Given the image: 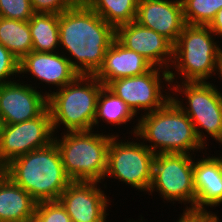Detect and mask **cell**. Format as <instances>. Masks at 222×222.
Returning a JSON list of instances; mask_svg holds the SVG:
<instances>
[{"label":"cell","instance_id":"cell-1","mask_svg":"<svg viewBox=\"0 0 222 222\" xmlns=\"http://www.w3.org/2000/svg\"><path fill=\"white\" fill-rule=\"evenodd\" d=\"M115 38L116 29L83 1L59 14V46L69 53L67 58L79 75L98 71Z\"/></svg>","mask_w":222,"mask_h":222},{"label":"cell","instance_id":"cell-2","mask_svg":"<svg viewBox=\"0 0 222 222\" xmlns=\"http://www.w3.org/2000/svg\"><path fill=\"white\" fill-rule=\"evenodd\" d=\"M5 175L37 202L58 201L72 182L54 141L11 160L5 165Z\"/></svg>","mask_w":222,"mask_h":222},{"label":"cell","instance_id":"cell-3","mask_svg":"<svg viewBox=\"0 0 222 222\" xmlns=\"http://www.w3.org/2000/svg\"><path fill=\"white\" fill-rule=\"evenodd\" d=\"M132 131L136 138L151 143L145 146L154 154H190L192 150L206 149L198 140L190 118L172 99L158 110L141 114Z\"/></svg>","mask_w":222,"mask_h":222},{"label":"cell","instance_id":"cell-4","mask_svg":"<svg viewBox=\"0 0 222 222\" xmlns=\"http://www.w3.org/2000/svg\"><path fill=\"white\" fill-rule=\"evenodd\" d=\"M104 85L94 75H79L73 82L47 93L52 128L64 125L69 131H89L94 127L97 100Z\"/></svg>","mask_w":222,"mask_h":222},{"label":"cell","instance_id":"cell-5","mask_svg":"<svg viewBox=\"0 0 222 222\" xmlns=\"http://www.w3.org/2000/svg\"><path fill=\"white\" fill-rule=\"evenodd\" d=\"M92 132L94 129L66 131L60 139L54 136L65 172L72 181L104 180L108 146L114 135Z\"/></svg>","mask_w":222,"mask_h":222},{"label":"cell","instance_id":"cell-6","mask_svg":"<svg viewBox=\"0 0 222 222\" xmlns=\"http://www.w3.org/2000/svg\"><path fill=\"white\" fill-rule=\"evenodd\" d=\"M213 35L215 36L208 26H184L173 45L171 65L185 79L182 82H206L218 72L222 49L214 41Z\"/></svg>","mask_w":222,"mask_h":222},{"label":"cell","instance_id":"cell-7","mask_svg":"<svg viewBox=\"0 0 222 222\" xmlns=\"http://www.w3.org/2000/svg\"><path fill=\"white\" fill-rule=\"evenodd\" d=\"M176 74V75H175ZM178 74L169 71V90L182 93L187 98V106L182 105L178 96H171V99L190 118L195 133L201 144L207 147L206 135L202 130L219 143L222 142V96L221 91L210 82H182L180 85L175 78ZM213 84V85H212ZM177 98V99H176ZM179 99V100H178ZM189 103V104H188ZM202 128V130H200ZM206 141V142H205Z\"/></svg>","mask_w":222,"mask_h":222},{"label":"cell","instance_id":"cell-8","mask_svg":"<svg viewBox=\"0 0 222 222\" xmlns=\"http://www.w3.org/2000/svg\"><path fill=\"white\" fill-rule=\"evenodd\" d=\"M194 159L190 154L158 153L153 160L152 183L148 192H159L166 201L184 203L183 211L195 212Z\"/></svg>","mask_w":222,"mask_h":222},{"label":"cell","instance_id":"cell-9","mask_svg":"<svg viewBox=\"0 0 222 222\" xmlns=\"http://www.w3.org/2000/svg\"><path fill=\"white\" fill-rule=\"evenodd\" d=\"M114 135L108 146L107 170L104 176L131 185L140 191H149L152 183L155 154L144 142H122ZM118 137V138H117Z\"/></svg>","mask_w":222,"mask_h":222},{"label":"cell","instance_id":"cell-10","mask_svg":"<svg viewBox=\"0 0 222 222\" xmlns=\"http://www.w3.org/2000/svg\"><path fill=\"white\" fill-rule=\"evenodd\" d=\"M162 80L165 84L168 82L167 87L172 86L169 70L153 66L141 75L113 80L106 87L121 98L135 115L139 110H144L146 114L162 108L171 99L170 93H163Z\"/></svg>","mask_w":222,"mask_h":222},{"label":"cell","instance_id":"cell-11","mask_svg":"<svg viewBox=\"0 0 222 222\" xmlns=\"http://www.w3.org/2000/svg\"><path fill=\"white\" fill-rule=\"evenodd\" d=\"M54 136L49 108L34 119L4 125L0 141V160L7 165L14 158L49 145Z\"/></svg>","mask_w":222,"mask_h":222},{"label":"cell","instance_id":"cell-12","mask_svg":"<svg viewBox=\"0 0 222 222\" xmlns=\"http://www.w3.org/2000/svg\"><path fill=\"white\" fill-rule=\"evenodd\" d=\"M22 84L15 80L0 84V117L4 125L34 119L48 108L47 91L43 94L30 84Z\"/></svg>","mask_w":222,"mask_h":222},{"label":"cell","instance_id":"cell-13","mask_svg":"<svg viewBox=\"0 0 222 222\" xmlns=\"http://www.w3.org/2000/svg\"><path fill=\"white\" fill-rule=\"evenodd\" d=\"M98 183L72 181L61 193L58 201L70 216L71 222H107L109 199Z\"/></svg>","mask_w":222,"mask_h":222},{"label":"cell","instance_id":"cell-14","mask_svg":"<svg viewBox=\"0 0 222 222\" xmlns=\"http://www.w3.org/2000/svg\"><path fill=\"white\" fill-rule=\"evenodd\" d=\"M116 39L127 49L143 56L154 67L170 71L173 62V44L156 31L133 21L116 28Z\"/></svg>","mask_w":222,"mask_h":222},{"label":"cell","instance_id":"cell-15","mask_svg":"<svg viewBox=\"0 0 222 222\" xmlns=\"http://www.w3.org/2000/svg\"><path fill=\"white\" fill-rule=\"evenodd\" d=\"M135 21L164 36L173 45L186 25L181 0H139Z\"/></svg>","mask_w":222,"mask_h":222},{"label":"cell","instance_id":"cell-16","mask_svg":"<svg viewBox=\"0 0 222 222\" xmlns=\"http://www.w3.org/2000/svg\"><path fill=\"white\" fill-rule=\"evenodd\" d=\"M36 77L45 84L55 85L59 89L73 82L79 73L72 67L65 54L57 52L32 51L19 61V74Z\"/></svg>","mask_w":222,"mask_h":222},{"label":"cell","instance_id":"cell-17","mask_svg":"<svg viewBox=\"0 0 222 222\" xmlns=\"http://www.w3.org/2000/svg\"><path fill=\"white\" fill-rule=\"evenodd\" d=\"M152 67L153 65L147 59L127 49L115 38L94 76L107 86L113 80L141 75Z\"/></svg>","mask_w":222,"mask_h":222},{"label":"cell","instance_id":"cell-18","mask_svg":"<svg viewBox=\"0 0 222 222\" xmlns=\"http://www.w3.org/2000/svg\"><path fill=\"white\" fill-rule=\"evenodd\" d=\"M195 212L210 213L206 207L222 203V157L208 156L194 162Z\"/></svg>","mask_w":222,"mask_h":222},{"label":"cell","instance_id":"cell-19","mask_svg":"<svg viewBox=\"0 0 222 222\" xmlns=\"http://www.w3.org/2000/svg\"><path fill=\"white\" fill-rule=\"evenodd\" d=\"M37 203L8 176L0 177V222H33Z\"/></svg>","mask_w":222,"mask_h":222},{"label":"cell","instance_id":"cell-20","mask_svg":"<svg viewBox=\"0 0 222 222\" xmlns=\"http://www.w3.org/2000/svg\"><path fill=\"white\" fill-rule=\"evenodd\" d=\"M32 51L55 52L59 46V14L34 13L29 20Z\"/></svg>","mask_w":222,"mask_h":222},{"label":"cell","instance_id":"cell-21","mask_svg":"<svg viewBox=\"0 0 222 222\" xmlns=\"http://www.w3.org/2000/svg\"><path fill=\"white\" fill-rule=\"evenodd\" d=\"M0 43L19 61L32 52L29 21L0 17Z\"/></svg>","mask_w":222,"mask_h":222},{"label":"cell","instance_id":"cell-22","mask_svg":"<svg viewBox=\"0 0 222 222\" xmlns=\"http://www.w3.org/2000/svg\"><path fill=\"white\" fill-rule=\"evenodd\" d=\"M101 18L115 29L135 21L139 0H83Z\"/></svg>","mask_w":222,"mask_h":222},{"label":"cell","instance_id":"cell-23","mask_svg":"<svg viewBox=\"0 0 222 222\" xmlns=\"http://www.w3.org/2000/svg\"><path fill=\"white\" fill-rule=\"evenodd\" d=\"M136 116L124 101L104 86L98 96L94 126H99V120L111 125L127 124Z\"/></svg>","mask_w":222,"mask_h":222},{"label":"cell","instance_id":"cell-24","mask_svg":"<svg viewBox=\"0 0 222 222\" xmlns=\"http://www.w3.org/2000/svg\"><path fill=\"white\" fill-rule=\"evenodd\" d=\"M188 25L208 26L222 8V0H181Z\"/></svg>","mask_w":222,"mask_h":222},{"label":"cell","instance_id":"cell-25","mask_svg":"<svg viewBox=\"0 0 222 222\" xmlns=\"http://www.w3.org/2000/svg\"><path fill=\"white\" fill-rule=\"evenodd\" d=\"M33 222H71V218L59 201L38 202Z\"/></svg>","mask_w":222,"mask_h":222},{"label":"cell","instance_id":"cell-26","mask_svg":"<svg viewBox=\"0 0 222 222\" xmlns=\"http://www.w3.org/2000/svg\"><path fill=\"white\" fill-rule=\"evenodd\" d=\"M33 14L30 0H0V17L29 21Z\"/></svg>","mask_w":222,"mask_h":222},{"label":"cell","instance_id":"cell-27","mask_svg":"<svg viewBox=\"0 0 222 222\" xmlns=\"http://www.w3.org/2000/svg\"><path fill=\"white\" fill-rule=\"evenodd\" d=\"M18 74L19 60L0 43V84L12 82L11 79Z\"/></svg>","mask_w":222,"mask_h":222},{"label":"cell","instance_id":"cell-28","mask_svg":"<svg viewBox=\"0 0 222 222\" xmlns=\"http://www.w3.org/2000/svg\"><path fill=\"white\" fill-rule=\"evenodd\" d=\"M77 0H30L34 13L61 14L70 9Z\"/></svg>","mask_w":222,"mask_h":222},{"label":"cell","instance_id":"cell-29","mask_svg":"<svg viewBox=\"0 0 222 222\" xmlns=\"http://www.w3.org/2000/svg\"><path fill=\"white\" fill-rule=\"evenodd\" d=\"M182 214L176 222H210L213 219V215L210 213L183 211Z\"/></svg>","mask_w":222,"mask_h":222},{"label":"cell","instance_id":"cell-30","mask_svg":"<svg viewBox=\"0 0 222 222\" xmlns=\"http://www.w3.org/2000/svg\"><path fill=\"white\" fill-rule=\"evenodd\" d=\"M215 36L222 37V8L216 13L214 19L208 25Z\"/></svg>","mask_w":222,"mask_h":222},{"label":"cell","instance_id":"cell-31","mask_svg":"<svg viewBox=\"0 0 222 222\" xmlns=\"http://www.w3.org/2000/svg\"><path fill=\"white\" fill-rule=\"evenodd\" d=\"M5 175V164L0 160V177Z\"/></svg>","mask_w":222,"mask_h":222},{"label":"cell","instance_id":"cell-32","mask_svg":"<svg viewBox=\"0 0 222 222\" xmlns=\"http://www.w3.org/2000/svg\"><path fill=\"white\" fill-rule=\"evenodd\" d=\"M218 72H219V73H217V74L220 75L221 80H222V59H221V62H220V64H219ZM220 94H221V96H222V93H220Z\"/></svg>","mask_w":222,"mask_h":222},{"label":"cell","instance_id":"cell-33","mask_svg":"<svg viewBox=\"0 0 222 222\" xmlns=\"http://www.w3.org/2000/svg\"><path fill=\"white\" fill-rule=\"evenodd\" d=\"M3 126H4L3 120H2V118L0 117V141H1V135H2Z\"/></svg>","mask_w":222,"mask_h":222},{"label":"cell","instance_id":"cell-34","mask_svg":"<svg viewBox=\"0 0 222 222\" xmlns=\"http://www.w3.org/2000/svg\"><path fill=\"white\" fill-rule=\"evenodd\" d=\"M213 218L217 221V222H221L220 219L217 217V215L215 213H212Z\"/></svg>","mask_w":222,"mask_h":222},{"label":"cell","instance_id":"cell-35","mask_svg":"<svg viewBox=\"0 0 222 222\" xmlns=\"http://www.w3.org/2000/svg\"><path fill=\"white\" fill-rule=\"evenodd\" d=\"M210 222H217L214 218Z\"/></svg>","mask_w":222,"mask_h":222}]
</instances>
